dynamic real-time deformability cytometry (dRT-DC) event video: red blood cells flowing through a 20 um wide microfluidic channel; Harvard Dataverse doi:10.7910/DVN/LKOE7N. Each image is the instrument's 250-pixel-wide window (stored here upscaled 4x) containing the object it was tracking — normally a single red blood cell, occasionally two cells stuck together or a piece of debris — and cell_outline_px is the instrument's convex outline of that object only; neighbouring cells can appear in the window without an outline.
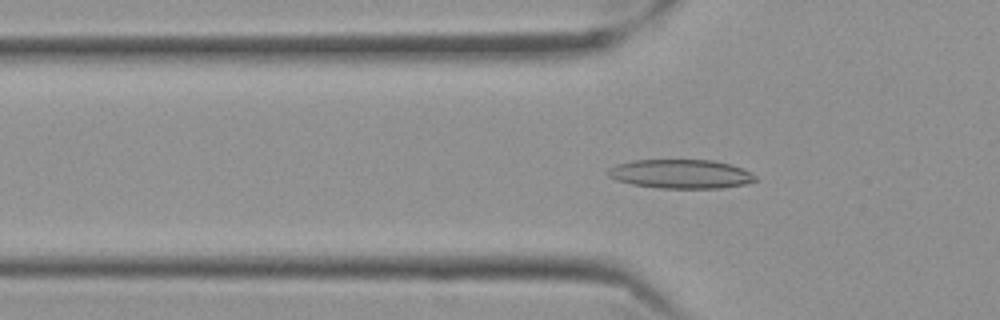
{"species": "Egyptian fruit bat (a non-hibernating species)", "species_latin": "Rousettus aegyptiacus", "temperature_condition": "cold", "stored_images_in_passage": 59, "camera_frame_rate_fps": 3000, "um_per_image_px": 0.085, "frame": {"image": 1, "passage_image": 19, "time_ms": 6.0, "image_size_px": [1000, 320], "cell_outline_px": [[756, 180], [744, 184], [720, 188], [660, 188], [632, 184], [616, 180], [608, 176], [608, 168], [616, 164], [636, 160], [712, 160], [728, 164], [740, 168], [756, 176]], "centroid_in_image_um": [57.82, 14.79], "position_along_channel_um": 68.0, "area_um2": 24.62}}
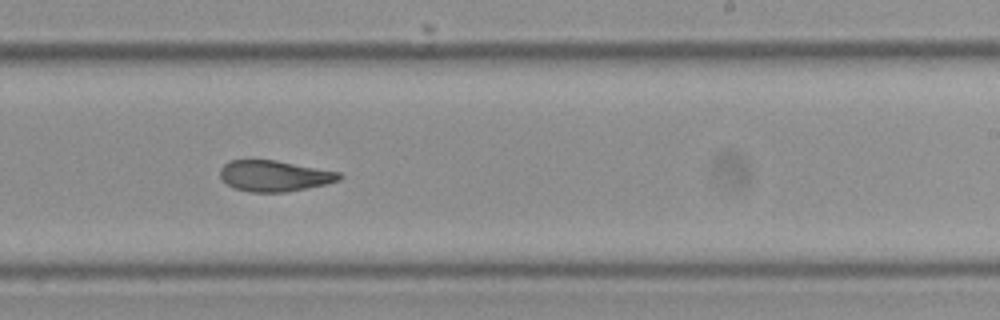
{"frame": {"image": 2, "passage_image": 36, "time_ms": 11.667, "image_size_px": [1000, 320], "cell_outline_px": [[344, 176], [340, 180], [324, 184], [284, 192], [252, 192], [236, 188], [228, 184], [220, 176], [220, 168], [228, 160], [276, 160], [340, 172]], "centroid_in_image_um": [23.33, 14.93], "position_along_channel_um": 265.7, "area_um2": 21.27}}
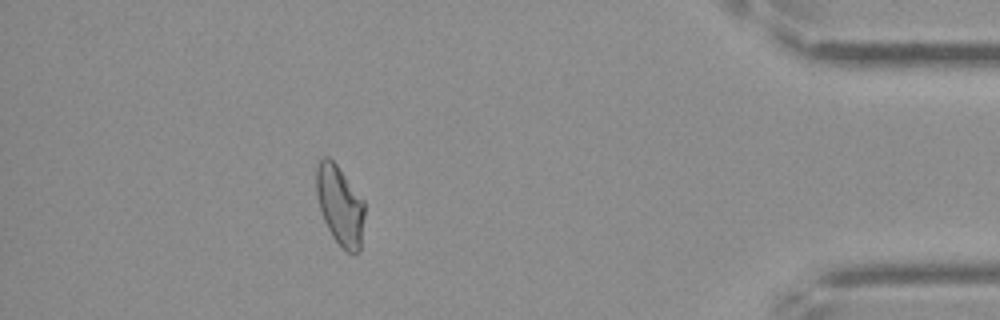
{"frame": {"image": 3, "passage_image": 52, "time_ms": 17.0, "image_size_px": [1000, 320], "cell_outline_px": [[364, 216], [360, 252], [348, 252], [332, 236], [324, 220], [316, 196], [316, 164], [324, 156], [328, 156], [336, 164], [364, 200]], "centroid_in_image_um": [28.89, 17.42], "position_along_channel_um": 406.3, "area_um2": 22.2}}